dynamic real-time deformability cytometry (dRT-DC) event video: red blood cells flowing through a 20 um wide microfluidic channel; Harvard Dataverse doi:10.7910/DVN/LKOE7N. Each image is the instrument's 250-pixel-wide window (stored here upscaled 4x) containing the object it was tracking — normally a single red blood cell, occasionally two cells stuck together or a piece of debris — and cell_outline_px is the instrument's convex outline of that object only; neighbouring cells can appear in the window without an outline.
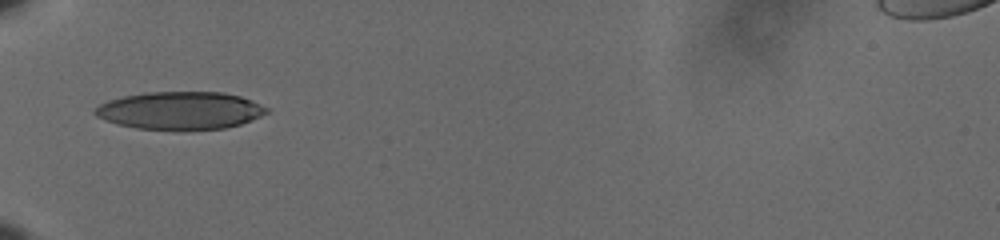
{"species": "human", "species_latin": "Homo sapiens", "temperature_condition": "cold", "stored_images_in_passage": 37, "camera_frame_rate_fps": 3000, "um_per_image_px": 0.085, "donor": {"sex": "male"}, "frame": {"image": 1, "passage_image": 1, "time_ms": 0.0, "image_size_px": [1000, 240], "cell_outline_px": [[268, 112], [260, 116], [240, 124], [224, 128], [136, 128], [116, 124], [104, 120], [96, 116], [92, 112], [100, 104], [108, 100], [124, 96], [144, 92], [224, 92], [240, 96], [252, 100], [268, 108]], "centroid_in_image_um": [15.28, 9.37], "position_along_channel_um": 69.7, "area_um2": 37.17}}
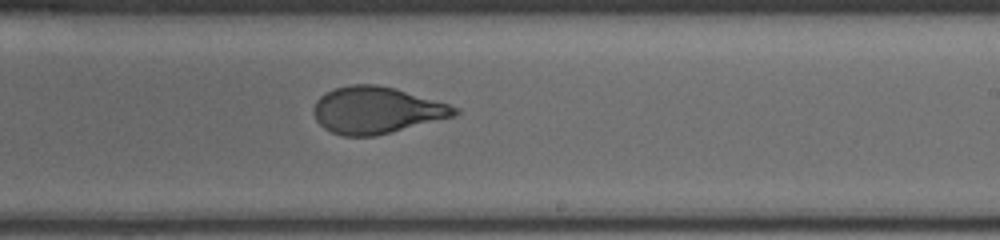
{"frame": {"image": 2, "passage_image": 17, "time_ms": 5.333, "image_size_px": [1000, 240], "cell_outline_px": [[460, 112], [456, 116], [376, 136], [344, 136], [332, 132], [324, 128], [316, 120], [312, 112], [312, 108], [316, 100], [320, 96], [336, 88], [352, 84], [376, 84], [396, 88], [448, 104], [460, 108]], "centroid_in_image_um": [32.01, 9.37], "position_along_channel_um": 257.0, "area_um2": 38.55}}
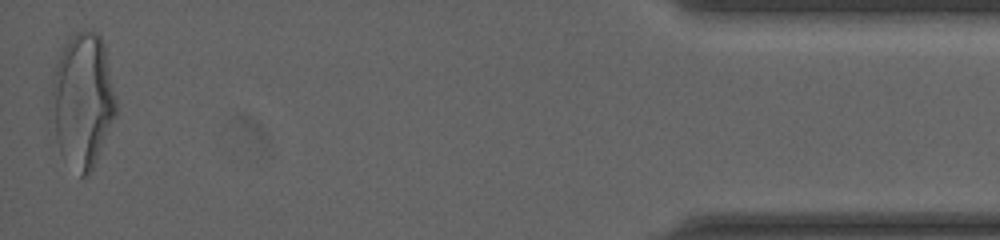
{"frame": {"image": 3, "passage_image": 37, "time_ms": 12.0, "image_size_px": [1000, 240], "cell_outline_px": [[116, 116], [92, 172], [88, 176], [80, 176], [60, 152], [56, 136], [52, 92], [52, 84], [56, 64], [60, 52], [68, 36], [76, 32], [96, 32], [100, 36], [104, 44], [116, 100]], "centroid_in_image_um": [7.05, 8.54], "position_along_channel_um": 428.1, "area_um2": 50.0}, "authors_computed_cell_mechanics": {"area_um2": 38.8416, "velocity_mm_per_s": 3.6079, "shape_relaxation_time_tau1_ms": 5.6315, "shape_relaxation_time_tau2_ms": 0.7768, "deformation_change_tau1": 0.2006, "deformation_change_tau2": 0.0693}}